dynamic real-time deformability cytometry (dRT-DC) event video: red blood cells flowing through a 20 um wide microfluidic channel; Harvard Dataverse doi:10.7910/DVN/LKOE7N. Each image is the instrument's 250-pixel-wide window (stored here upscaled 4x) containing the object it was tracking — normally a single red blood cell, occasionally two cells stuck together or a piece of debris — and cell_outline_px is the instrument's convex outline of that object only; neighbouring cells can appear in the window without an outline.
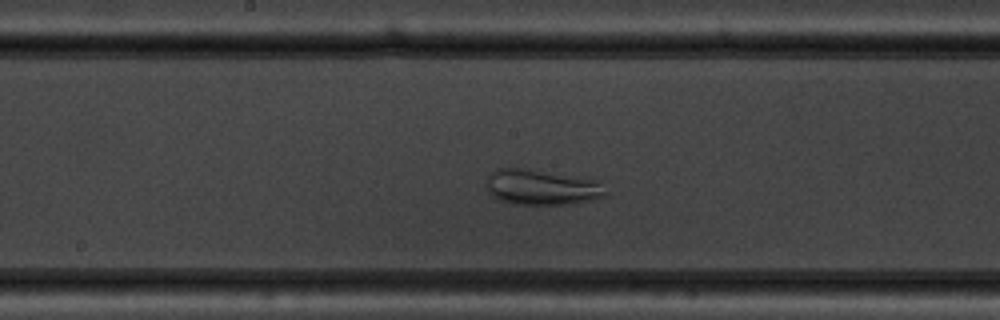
{"species": "common noctule bat (a hibernating species)", "species_latin": "Nyctalus noctula", "temperature_condition": "warm", "stored_images_in_passage": 48, "camera_frame_rate_fps": 3000, "um_per_image_px": 0.085, "animal": {"sex": "male", "body_mass_g": 19.5, "forearm_length_mm": 54.6}, "frame": {"image": 1, "passage_image": 22, "time_ms": 7.0, "image_size_px": [1000, 320], "cell_outline_px": [[608, 196], [572, 204], [512, 204], [500, 200], [492, 196], [488, 192], [488, 176], [496, 168], [524, 168], [600, 180]], "centroid_in_image_um": [46.07, 15.92], "position_along_channel_um": 202.1, "area_um2": 24.68}}
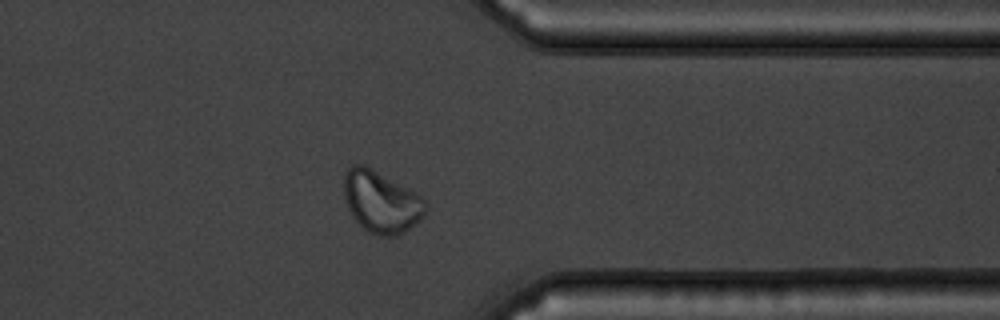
{"frame": {"image": 2, "passage_image": 37, "time_ms": 12.0, "image_size_px": [1000, 320], "cell_outline_px": [[428, 208], [424, 216], [404, 232], [396, 236], [380, 236], [368, 232], [352, 216], [344, 200], [344, 172], [352, 164], [364, 164], [372, 168], [416, 192], [424, 200]], "centroid_in_image_um": [32.39, 17.14], "position_along_channel_um": 379.0, "area_um2": 29.54}}
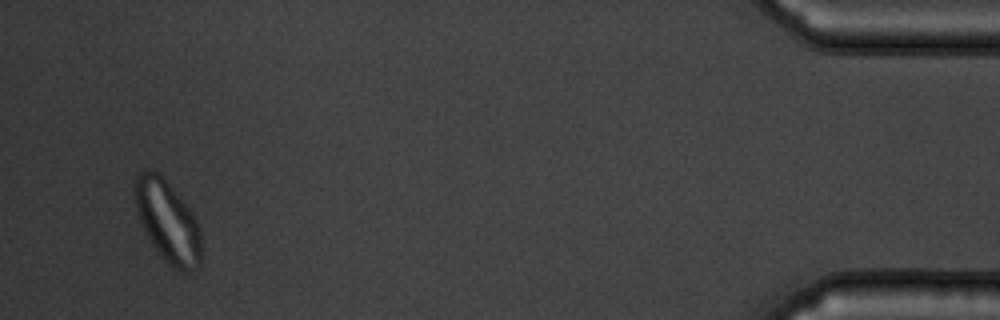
{"frame": {"image": 3, "passage_image": 46, "time_ms": 15.0, "image_size_px": [1000, 320], "cell_outline_px": [[200, 268], [192, 272], [180, 272], [172, 268], [164, 260], [152, 244], [136, 212], [132, 188], [132, 184], [136, 172], [148, 168], [156, 172], [168, 184], [188, 208], [196, 220], [200, 228]], "centroid_in_image_um": [14.21, 18.83], "position_along_channel_um": 421.0, "area_um2": 31.73}, "authors_computed_cell_mechanics": {"area_um2": 29.3046, "velocity_mm_per_s": 3.6432, "shape_relaxation_time_tau1_ms": 8.7009, "shape_relaxation_time_tau2_ms": 1.1023, "deformation_change_tau1": 0.1321, "deformation_change_tau2": 0.0572}}